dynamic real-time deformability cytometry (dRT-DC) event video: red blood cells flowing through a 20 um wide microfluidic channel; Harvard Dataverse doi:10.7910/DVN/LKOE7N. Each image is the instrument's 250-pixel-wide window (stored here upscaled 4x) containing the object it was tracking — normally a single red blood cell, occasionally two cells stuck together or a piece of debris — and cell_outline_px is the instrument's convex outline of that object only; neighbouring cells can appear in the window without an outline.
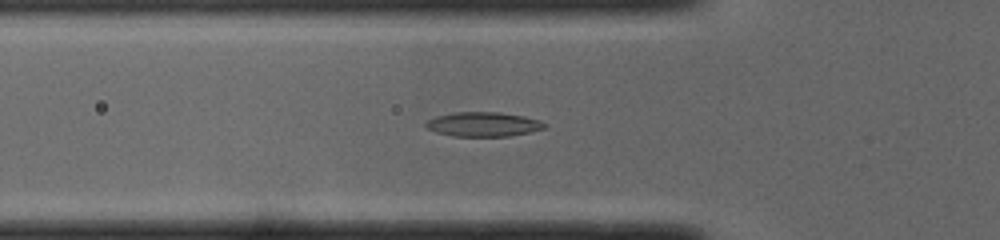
{"species": "common noctule bat (a hibernating species)", "species_latin": "Nyctalus noctula", "temperature_condition": "cold", "stored_images_in_passage": 50, "segment_of_instrument_passage": [1, 2], "camera_frame_rate_fps": 3000, "um_per_image_px": 0.085, "animal": {"sex": "male", "body_mass_g": 19.0, "forearm_length_mm": 50.8}, "frame": {"image": 1, "passage_image": 16, "time_ms": 5.0, "image_size_px": [1000, 240], "cell_outline_px": [[548, 124], [544, 128], [528, 132], [508, 136], [452, 136], [436, 132], [428, 128], [424, 124], [428, 120], [436, 116], [456, 112], [500, 112], [524, 116], [540, 120]], "centroid_in_image_um": [41.09, 10.56], "position_along_channel_um": 84.7, "area_um2": 16.82}}
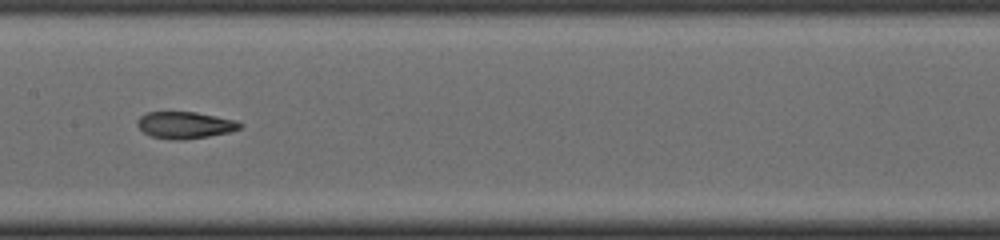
{"frame": {"image": 2, "passage_image": 24, "time_ms": 7.667, "image_size_px": [1000, 240], "cell_outline_px": [[244, 124], [240, 128], [228, 132], [208, 136], [180, 140], [176, 140], [152, 136], [144, 132], [136, 124], [136, 120], [140, 116], [148, 112], [196, 112], [236, 120]], "centroid_in_image_um": [15.72, 10.62], "position_along_channel_um": 191.7, "area_um2": 15.9}}
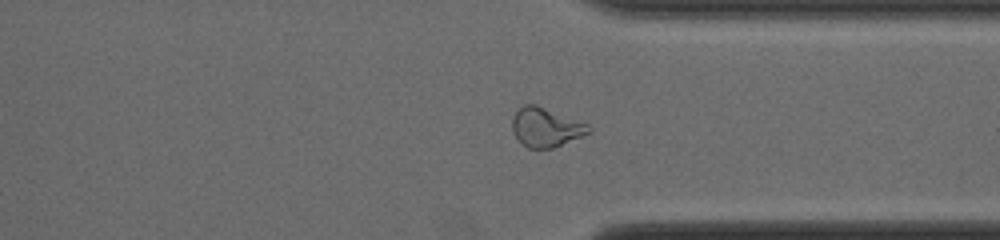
{"frame": {"image": 3, "passage_image": 37, "time_ms": 12.0, "image_size_px": [1000, 240], "cell_outline_px": [[592, 132], [552, 148], [528, 148], [512, 132], [512, 120], [516, 112], [524, 104], [536, 104], [588, 124], [592, 128]], "centroid_in_image_um": [46.41, 10.81], "position_along_channel_um": 365.0, "area_um2": 17.22}}